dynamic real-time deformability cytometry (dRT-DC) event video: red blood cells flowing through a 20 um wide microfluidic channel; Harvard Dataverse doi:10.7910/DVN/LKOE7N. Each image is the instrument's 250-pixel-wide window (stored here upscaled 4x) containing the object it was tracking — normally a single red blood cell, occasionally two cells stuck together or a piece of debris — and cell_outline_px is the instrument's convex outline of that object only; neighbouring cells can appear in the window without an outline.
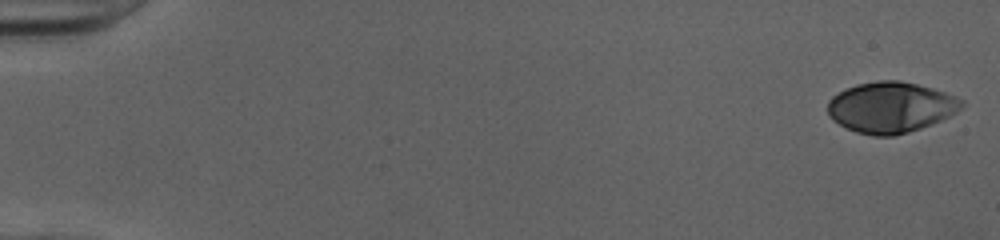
{"species": "human", "species_latin": "Homo sapiens", "temperature_condition": "cold", "stored_images_in_passage": 51, "camera_frame_rate_fps": 3000, "um_per_image_px": 0.085, "donor": {"sex": "female"}, "frame": {"image": 1, "passage_image": 1, "time_ms": 0.0, "image_size_px": [1000, 240], "cell_outline_px": [[964, 104], [956, 112], [940, 120], [920, 128], [908, 132], [892, 136], [872, 136], [856, 132], [832, 120], [828, 116], [828, 100], [832, 96], [856, 84], [876, 80], [900, 80], [932, 88], [944, 92], [964, 100]], "centroid_in_image_um": [75.69, 9.12], "position_along_channel_um": 9.3, "area_um2": 39.48}}
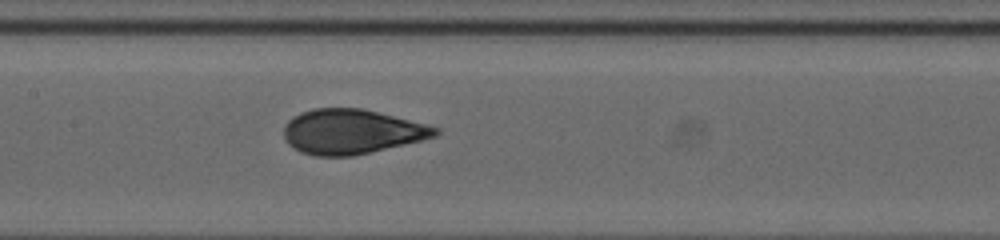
{"frame": {"image": 2, "passage_image": 26, "time_ms": 8.333, "image_size_px": [1000, 240], "cell_outline_px": [[440, 132], [436, 136], [420, 140], [352, 156], [316, 156], [300, 152], [288, 144], [284, 136], [284, 124], [292, 116], [300, 112], [312, 108], [360, 108], [440, 128]], "centroid_in_image_um": [29.81, 11.19], "position_along_channel_um": 177.6, "area_um2": 39.07}}
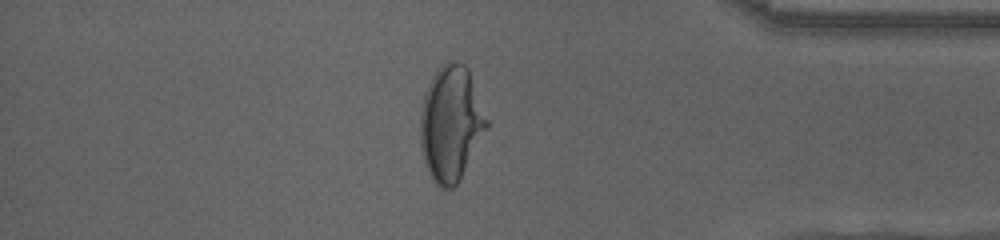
{"frame": {"image": 3, "passage_image": 44, "time_ms": 14.333, "image_size_px": [1000, 240], "cell_outline_px": [[488, 128], [456, 184], [452, 188], [440, 188], [432, 180], [424, 164], [420, 148], [420, 112], [424, 92], [432, 76], [440, 64], [448, 60], [456, 60], [464, 64], [468, 68], [488, 120]], "centroid_in_image_um": [38.3, 10.46], "position_along_channel_um": 396.9, "area_um2": 44.85}, "authors_computed_cell_mechanics": {"area_um2": 39.2462, "velocity_mm_per_s": 4.0386, "shape_relaxation_time_tau1_ms": 5.9082, "shape_relaxation_time_tau2_ms": null, "deformation_change_tau1": 0.2334, "deformation_change_tau2": null}}